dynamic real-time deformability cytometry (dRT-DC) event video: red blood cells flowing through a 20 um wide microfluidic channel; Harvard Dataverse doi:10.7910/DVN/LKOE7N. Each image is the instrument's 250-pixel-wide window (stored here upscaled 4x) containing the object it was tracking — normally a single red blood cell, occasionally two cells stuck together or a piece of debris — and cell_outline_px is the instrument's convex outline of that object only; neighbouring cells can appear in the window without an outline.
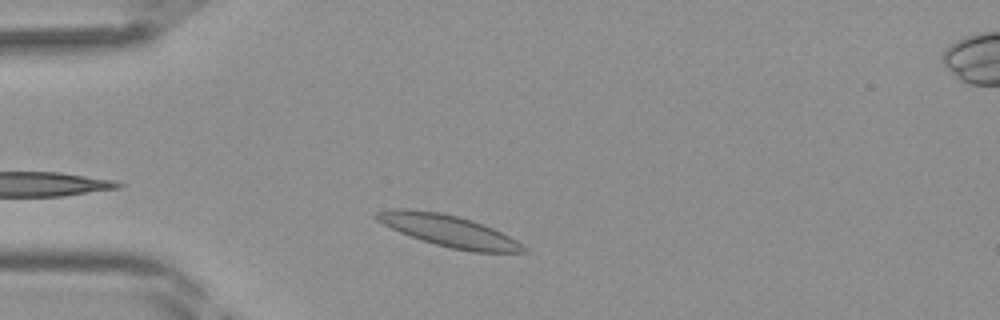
{"species": "Egyptian fruit bat (a non-hibernating species)", "species_latin": "Rousettus aegyptiacus", "temperature_condition": "room temperature", "stored_images_in_passage": 32, "camera_frame_rate_fps": 3000, "um_per_image_px": 0.085, "frame": {"image": 1, "passage_image": 3, "time_ms": 0.667, "image_size_px": [1000, 320], "cell_outline_px": [[532, 252], [472, 252], [452, 248], [420, 240], [400, 232], [376, 220], [372, 216], [376, 212], [392, 208], [408, 208], [440, 212], [472, 220], [484, 224], [516, 240], [528, 248]], "centroid_in_image_um": [38.13, 19.61], "position_along_channel_um": 46.9, "area_um2": 27.11}}
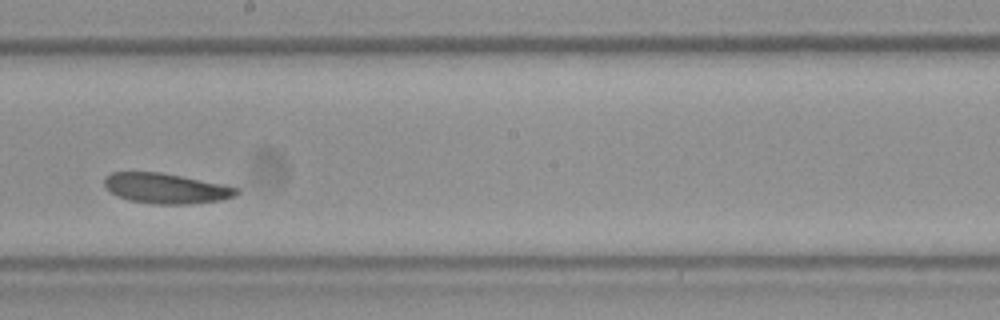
{"frame": {"image": 2, "passage_image": 16, "time_ms": 5.0, "image_size_px": [1000, 320], "cell_outline_px": [[240, 192], [236, 196], [220, 200], [188, 204], [156, 204], [128, 200], [116, 196], [104, 188], [104, 176], [112, 172], [160, 172], [224, 184], [240, 188]], "centroid_in_image_um": [14.09, 16.01], "position_along_channel_um": 234.1, "area_um2": 23.52}}
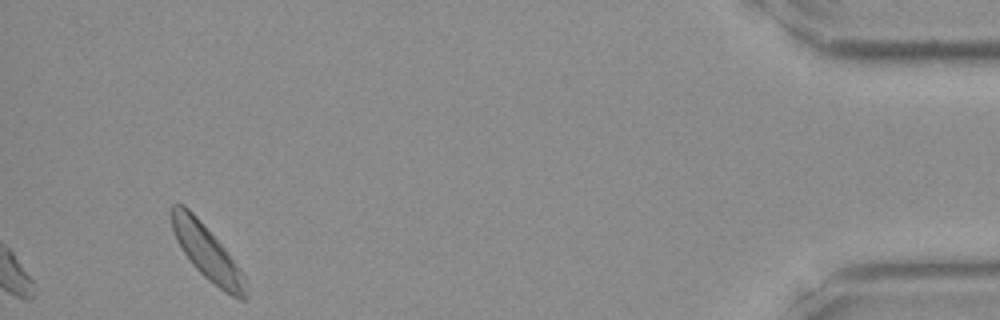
{"frame": {"image": 3, "passage_image": 32, "time_ms": 10.333, "image_size_px": [1000, 320], "cell_outline_px": [[248, 296], [244, 300], [240, 300], [224, 292], [208, 280], [192, 264], [176, 240], [172, 232], [168, 212], [172, 204], [184, 204], [200, 220], [224, 248], [244, 276], [248, 288]], "centroid_in_image_um": [17.56, 21.45], "position_along_channel_um": 417.6, "area_um2": 23.58}}